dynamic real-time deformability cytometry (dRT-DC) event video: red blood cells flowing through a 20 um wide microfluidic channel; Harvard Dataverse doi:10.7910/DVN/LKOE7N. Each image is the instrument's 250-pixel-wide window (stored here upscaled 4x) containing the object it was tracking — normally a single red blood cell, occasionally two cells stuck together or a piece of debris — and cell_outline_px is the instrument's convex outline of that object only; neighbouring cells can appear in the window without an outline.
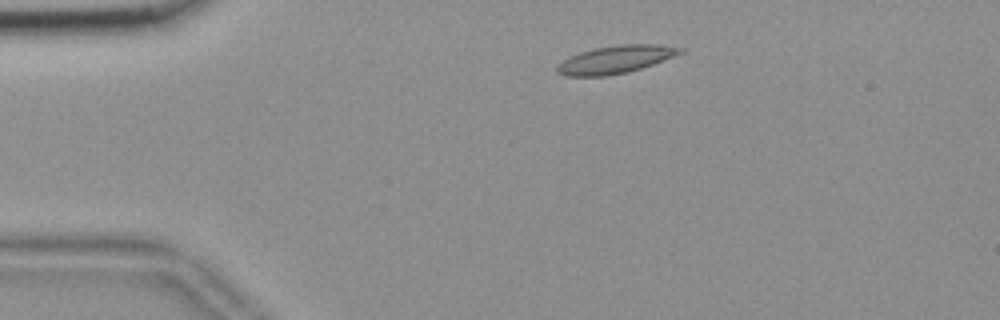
{"species": "common noctule bat (a hibernating species)", "species_latin": "Nyctalus noctula", "temperature_condition": "room temperature", "stored_images_in_passage": 50, "camera_frame_rate_fps": 3000, "um_per_image_px": 0.085, "animal": {"sex": "female", "body_mass_g": 18.4}, "frame": {"image": 1, "passage_image": 6, "time_ms": 1.667, "image_size_px": [1000, 320], "cell_outline_px": [[688, 48], [684, 52], [652, 64], [628, 72], [604, 76], [568, 76], [556, 72], [556, 64], [580, 52], [596, 48], [620, 44], [660, 44]], "centroid_in_image_um": [52.35, 5.04], "position_along_channel_um": 32.6, "area_um2": 19.83}}
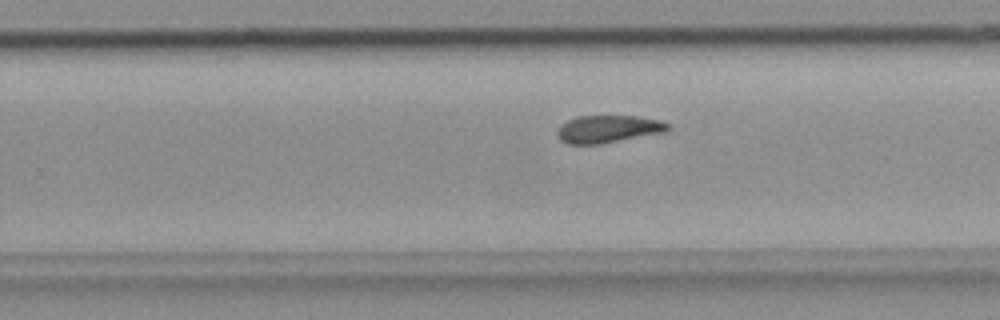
{"frame": {"image": 2, "passage_image": 30, "time_ms": 9.667, "image_size_px": [1000, 320], "cell_outline_px": [[672, 128], [668, 132], [600, 144], [568, 144], [560, 140], [556, 132], [560, 124], [568, 120], [580, 116], [636, 116], [660, 120], [672, 124]], "centroid_in_image_um": [51.75, 10.97], "position_along_channel_um": 278.0, "area_um2": 18.03}}
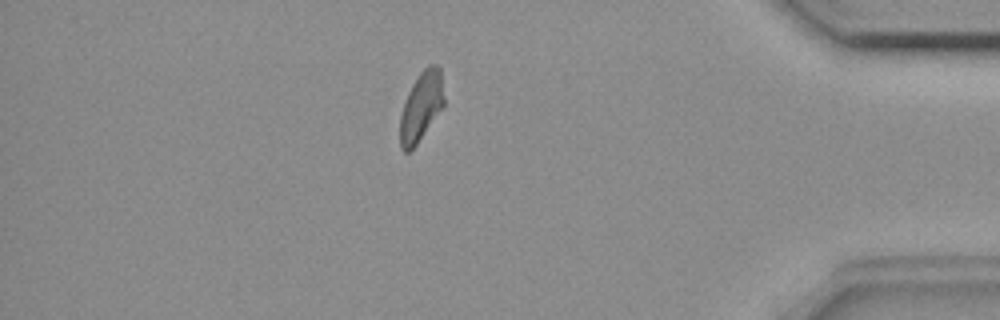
{"frame": {"image": 3, "passage_image": 43, "time_ms": 14.0, "image_size_px": [1000, 320], "cell_outline_px": [[444, 104], [412, 152], [404, 152], [400, 148], [400, 116], [408, 92], [412, 84], [420, 72], [428, 64], [436, 64], [440, 68], [444, 96]], "centroid_in_image_um": [35.79, 9.07], "position_along_channel_um": 399.4, "area_um2": 17.74}, "authors_computed_cell_mechanics": {"area_um2": 18.4093, "velocity_mm_per_s": 3.6401, "shape_relaxation_time_tau1_ms": null, "shape_relaxation_time_tau2_ms": 3.7457, "deformation_change_tau1": null, "deformation_change_tau2": 0.1048}}